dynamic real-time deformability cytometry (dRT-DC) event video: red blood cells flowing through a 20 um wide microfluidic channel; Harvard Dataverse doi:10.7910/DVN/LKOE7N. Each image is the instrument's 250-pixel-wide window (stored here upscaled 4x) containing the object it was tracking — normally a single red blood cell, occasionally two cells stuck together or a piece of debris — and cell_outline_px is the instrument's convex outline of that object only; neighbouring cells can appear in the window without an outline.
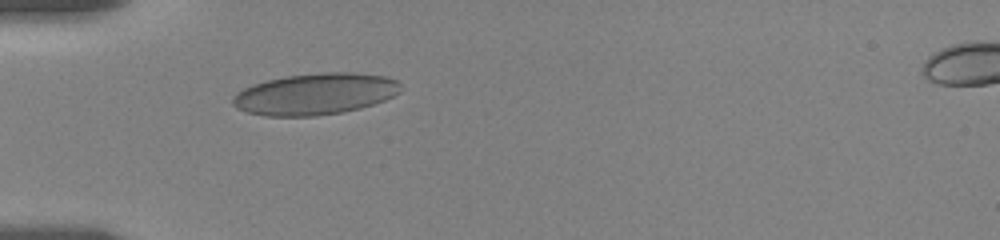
{"species": "human", "species_latin": "Homo sapiens", "temperature_condition": "room temperature", "stored_images_in_passage": 33, "camera_frame_rate_fps": 3000, "um_per_image_px": 0.085, "donor": {"sex": "female"}, "frame": {"image": 1, "passage_image": 1, "time_ms": 0.0, "image_size_px": [1000, 240], "cell_outline_px": [[400, 92], [384, 100], [360, 108], [340, 112], [316, 116], [264, 116], [248, 112], [236, 108], [232, 104], [232, 100], [244, 88], [268, 80], [288, 76], [328, 72], [352, 72], [384, 76], [396, 80], [400, 84]], "centroid_in_image_um": [26.81, 8.0], "position_along_channel_um": 58.2, "area_um2": 40.06}}
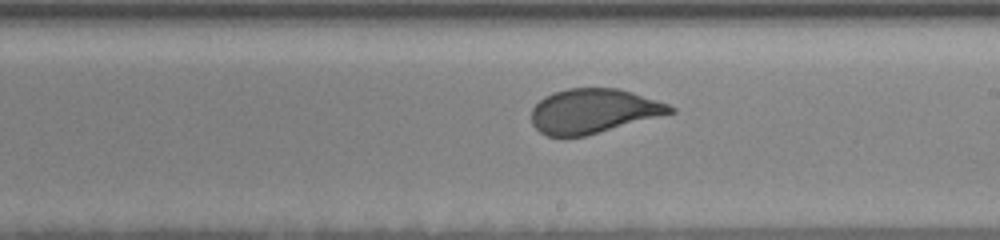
{"frame": {"image": 2, "passage_image": 17, "time_ms": 5.333, "image_size_px": [1000, 240], "cell_outline_px": [[676, 112], [584, 136], [548, 136], [540, 132], [532, 124], [532, 108], [544, 96], [552, 92], [568, 88], [616, 88], [632, 92], [668, 104], [676, 108]], "centroid_in_image_um": [50.43, 9.43], "position_along_channel_um": 238.6, "area_um2": 35.72}}
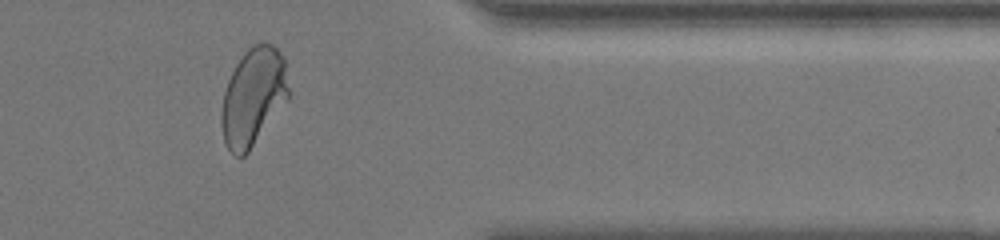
{"frame": {"image": 3, "passage_image": 31, "time_ms": 10.0, "image_size_px": [1000, 240], "cell_outline_px": [[288, 100], [248, 152], [244, 156], [236, 156], [228, 148], [224, 140], [220, 124], [220, 116], [224, 92], [228, 80], [236, 64], [244, 52], [252, 44], [272, 44], [280, 52], [284, 60], [288, 88]], "centroid_in_image_um": [21.51, 8.24], "position_along_channel_um": 389.9, "area_um2": 37.97}, "authors_computed_cell_mechanics": {"area_um2": 37.0498, "velocity_mm_per_s": 3.5049, "shape_relaxation_time_tau1_ms": 5.312, "shape_relaxation_time_tau2_ms": null, "deformation_change_tau1": 0.1481, "deformation_change_tau2": null}}